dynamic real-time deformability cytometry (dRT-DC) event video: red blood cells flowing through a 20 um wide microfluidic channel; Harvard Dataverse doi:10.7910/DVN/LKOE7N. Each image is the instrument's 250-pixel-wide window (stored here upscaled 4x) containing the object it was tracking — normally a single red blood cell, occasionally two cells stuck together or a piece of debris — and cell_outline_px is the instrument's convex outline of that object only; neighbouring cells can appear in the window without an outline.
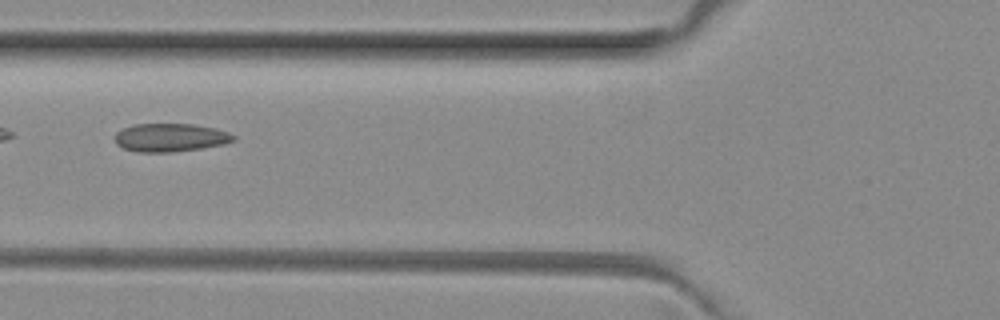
{"species": "common noctule bat (a hibernating species)", "species_latin": "Nyctalus noctula", "temperature_condition": "room temperature", "stored_images_in_passage": 6, "camera_frame_rate_fps": 3000, "um_per_image_px": 0.085, "animal": {"sex": "female", "body_mass_g": 29.2, "forearm_length_mm": 56.3}, "frame": {"image": 1, "passage_image": 6, "time_ms": 1.667, "image_size_px": [1000, 320], "cell_outline_px": [[236, 140], [224, 144], [200, 148], [168, 152], [136, 152], [124, 148], [116, 144], [116, 132], [132, 124], [192, 124], [216, 128], [228, 132], [236, 136]], "centroid_in_image_um": [14.49, 11.68], "position_along_channel_um": 111.3, "area_um2": 19.48}}